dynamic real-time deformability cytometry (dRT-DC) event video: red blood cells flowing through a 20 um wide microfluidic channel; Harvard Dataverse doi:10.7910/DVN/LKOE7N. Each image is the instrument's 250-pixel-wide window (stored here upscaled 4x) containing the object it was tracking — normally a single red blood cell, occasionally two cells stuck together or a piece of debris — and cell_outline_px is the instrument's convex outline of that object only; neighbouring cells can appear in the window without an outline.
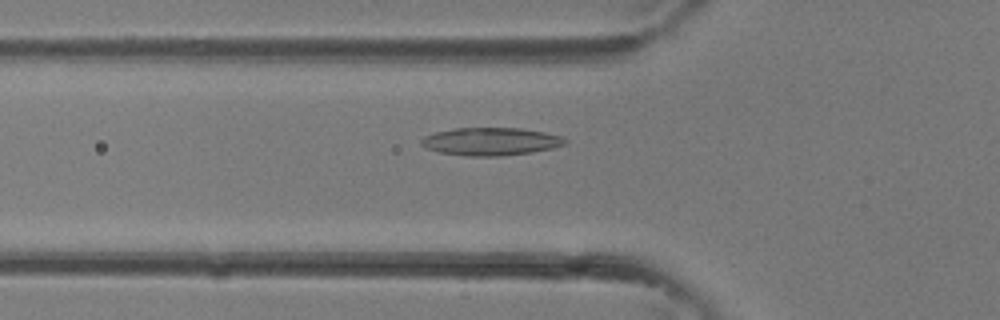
{"species": "common noctule bat (a hibernating species)", "species_latin": "Nyctalus noctula", "temperature_condition": "room temperature", "stored_images_in_passage": 34, "camera_frame_rate_fps": 3000, "um_per_image_px": 0.085, "animal": {"sex": "female"}, "frame": {"image": 1, "passage_image": 11, "time_ms": 3.333, "image_size_px": [1000, 320], "cell_outline_px": [[568, 144], [552, 148], [532, 152], [500, 156], [464, 156], [440, 152], [428, 148], [420, 144], [420, 140], [424, 136], [436, 132], [452, 128], [520, 128], [544, 132], [560, 136], [568, 140]], "centroid_in_image_um": [41.72, 12.02], "position_along_channel_um": 84.1, "area_um2": 23.35}}
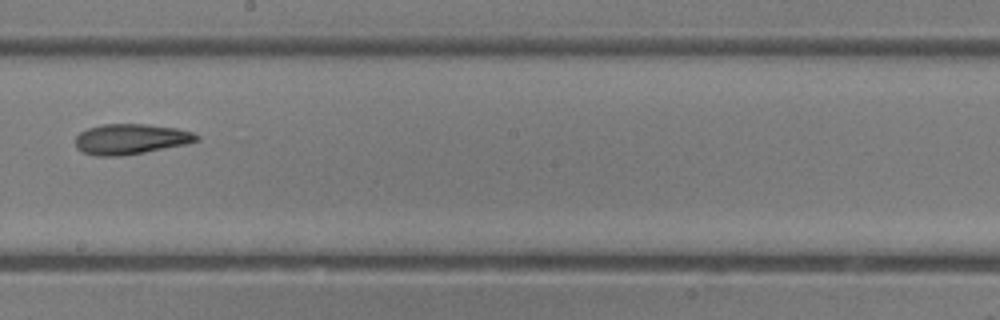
{"frame": {"image": 2, "passage_image": 19, "time_ms": 6.0, "image_size_px": [1000, 320], "cell_outline_px": [[200, 140], [188, 144], [144, 152], [120, 156], [96, 156], [84, 152], [76, 148], [76, 136], [80, 132], [88, 128], [104, 124], [144, 124], [176, 128], [192, 132], [200, 136]], "centroid_in_image_um": [11.13, 11.82], "position_along_channel_um": 237.1, "area_um2": 21.44}}
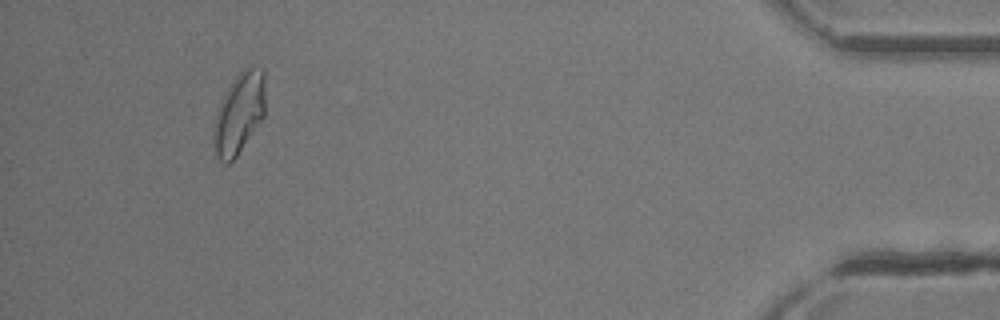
{"frame": {"image": 3, "passage_image": 32, "time_ms": 10.333, "image_size_px": [1000, 320], "cell_outline_px": [[264, 116], [236, 156], [228, 164], [224, 164], [216, 156], [212, 132], [216, 112], [228, 88], [236, 76], [244, 68], [252, 64], [264, 68]], "centroid_in_image_um": [20.32, 9.6], "position_along_channel_um": 414.9, "area_um2": 24.28}}